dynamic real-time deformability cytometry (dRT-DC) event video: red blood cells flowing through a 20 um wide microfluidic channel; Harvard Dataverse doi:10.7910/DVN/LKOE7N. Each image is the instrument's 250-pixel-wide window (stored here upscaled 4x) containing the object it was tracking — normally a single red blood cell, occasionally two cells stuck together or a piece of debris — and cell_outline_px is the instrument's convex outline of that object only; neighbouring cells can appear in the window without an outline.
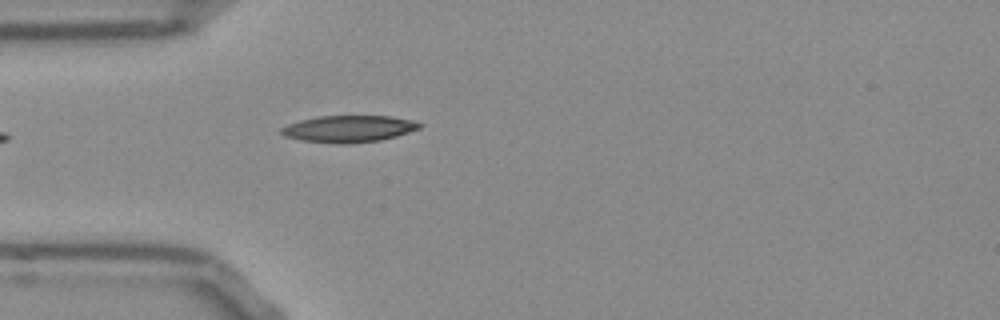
{"species": "Egyptian fruit bat (a non-hibernating species)", "species_latin": "Rousettus aegyptiacus", "temperature_condition": "room temperature", "stored_images_in_passage": 14, "camera_frame_rate_fps": 3000, "um_per_image_px": 0.085, "frame": {"image": 1, "passage_image": 1, "time_ms": 0.0, "image_size_px": [1000, 320], "cell_outline_px": [[424, 124], [420, 128], [396, 136], [380, 140], [348, 144], [340, 144], [300, 140], [284, 136], [280, 132], [280, 128], [288, 124], [300, 120], [316, 116], [392, 116], [412, 120]], "centroid_in_image_um": [29.63, 10.95], "position_along_channel_um": 55.4, "area_um2": 21.68}}
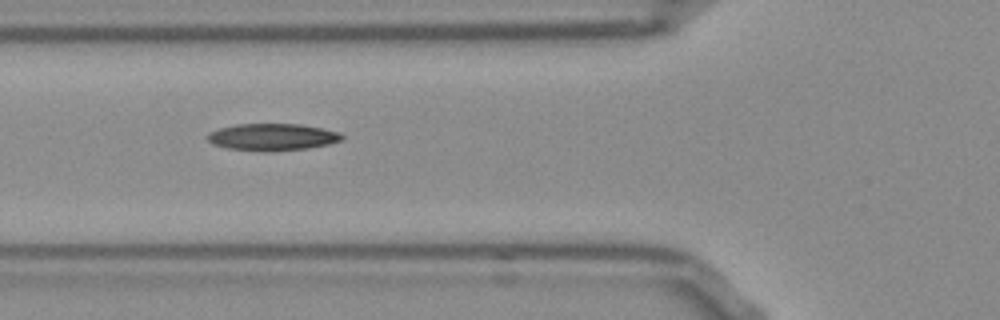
{"frame": {"image": 2, "passage_image": 5, "time_ms": 1.333, "image_size_px": [1000, 320], "cell_outline_px": [[344, 136], [340, 140], [328, 144], [308, 148], [268, 152], [264, 152], [228, 148], [212, 144], [204, 136], [208, 132], [220, 128], [236, 124], [300, 124], [340, 132]], "centroid_in_image_um": [23.1, 11.65], "position_along_channel_um": 102.7, "area_um2": 21.21}}
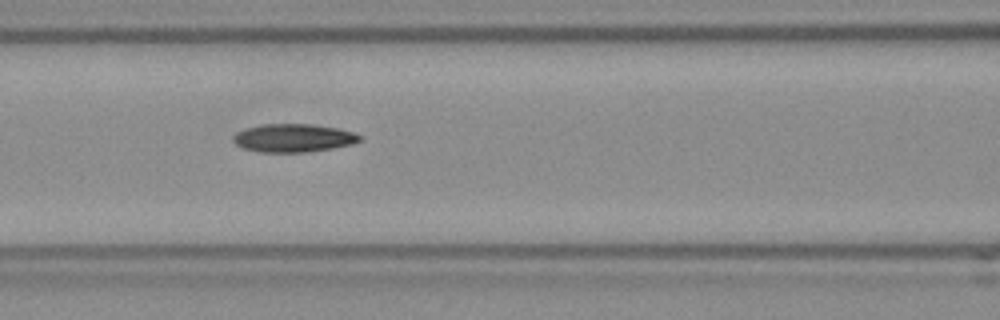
{"frame": {"image": 3, "passage_image": 8, "time_ms": 2.333, "image_size_px": [1000, 320], "cell_outline_px": [[364, 136], [360, 140], [352, 144], [332, 148], [304, 152], [260, 152], [244, 148], [236, 144], [232, 140], [232, 136], [236, 132], [260, 124], [312, 124], [340, 128], [356, 132]], "centroid_in_image_um": [24.98, 11.72], "position_along_channel_um": 141.6, "area_um2": 20.92}}